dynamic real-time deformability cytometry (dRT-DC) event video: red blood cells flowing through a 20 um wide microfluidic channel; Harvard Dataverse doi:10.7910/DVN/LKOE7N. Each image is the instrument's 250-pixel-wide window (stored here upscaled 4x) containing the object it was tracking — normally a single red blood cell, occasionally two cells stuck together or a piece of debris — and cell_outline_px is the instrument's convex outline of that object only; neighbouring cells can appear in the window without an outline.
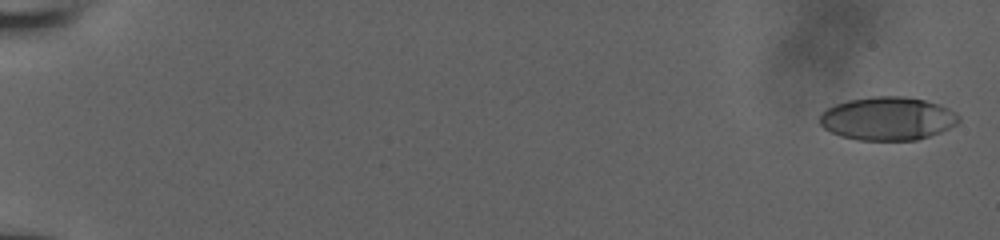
{"species": "human", "species_latin": "Homo sapiens", "temperature_condition": "room temperature", "stored_images_in_passage": 61, "camera_frame_rate_fps": 3000, "um_per_image_px": 0.085, "donor": {"sex": "male"}, "frame": {"image": 1, "passage_image": 2, "time_ms": 0.333, "image_size_px": [1000, 240], "cell_outline_px": [[960, 120], [956, 124], [940, 132], [916, 140], [860, 140], [840, 136], [824, 128], [820, 124], [820, 112], [836, 104], [848, 100], [872, 96], [904, 96], [924, 100], [940, 104], [956, 112], [960, 116]], "centroid_in_image_um": [75.45, 10.07], "position_along_channel_um": 9.5, "area_um2": 35.14}}
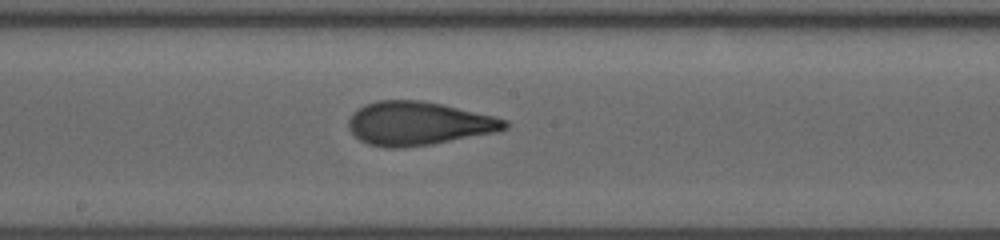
{"frame": {"image": 2, "passage_image": 31, "time_ms": 11.0, "image_size_px": [1000, 240], "cell_outline_px": [[508, 128], [500, 132], [432, 144], [400, 148], [384, 148], [368, 144], [360, 140], [348, 128], [348, 120], [352, 112], [364, 104], [376, 100], [420, 100], [444, 104], [508, 120]], "centroid_in_image_um": [35.57, 10.49], "position_along_channel_um": 212.6, "area_um2": 40.06}}
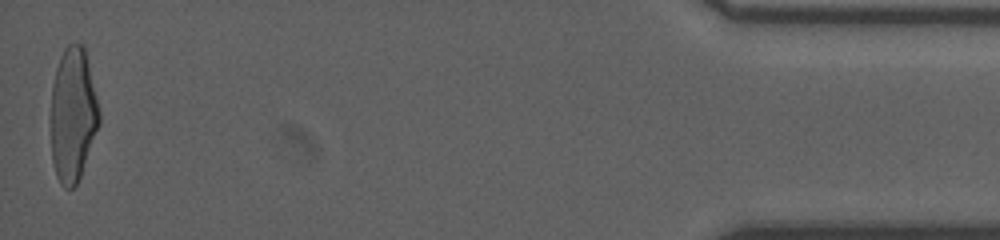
{"frame": {"image": 3, "passage_image": 60, "time_ms": 18.667, "image_size_px": [1000, 240], "cell_outline_px": [[100, 124], [80, 176], [76, 184], [72, 188], [64, 188], [60, 184], [56, 176], [52, 160], [52, 84], [56, 68], [60, 56], [64, 48], [68, 44], [84, 44], [100, 112]], "centroid_in_image_um": [6.21, 9.74], "position_along_channel_um": 429.0, "area_um2": 37.63}, "authors_computed_cell_mechanics": {"area_um2": 38.0902, "velocity_mm_per_s": 3.8835, "shape_relaxation_time_tau1_ms": 6.2265, "shape_relaxation_time_tau2_ms": 1.0566, "deformation_change_tau1": 0.2424, "deformation_change_tau2": 0.0882}}